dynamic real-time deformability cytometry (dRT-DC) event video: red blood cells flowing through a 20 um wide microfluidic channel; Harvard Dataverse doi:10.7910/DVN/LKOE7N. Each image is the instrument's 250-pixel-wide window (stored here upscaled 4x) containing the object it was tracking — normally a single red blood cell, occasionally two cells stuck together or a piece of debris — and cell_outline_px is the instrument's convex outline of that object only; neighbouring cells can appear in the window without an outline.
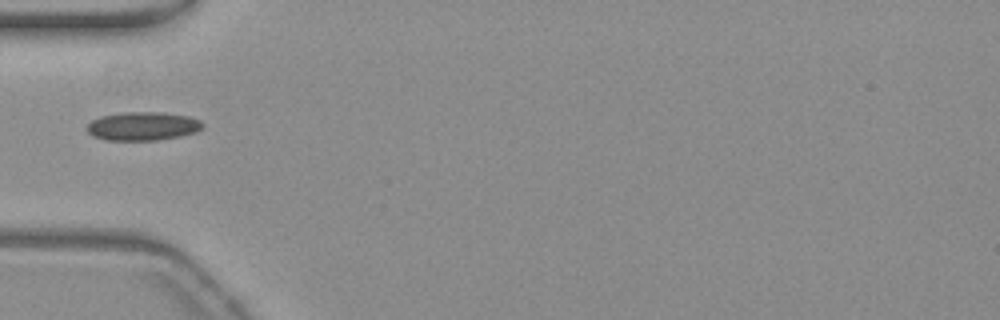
{"species": "common noctule bat (a hibernating species)", "species_latin": "Nyctalus noctula", "temperature_condition": "warm", "stored_images_in_passage": 38, "camera_frame_rate_fps": 3000, "um_per_image_px": 0.085, "animal": {"sex": "female", "body_mass_g": 19.3, "forearm_length_mm": 54.1}, "frame": {"image": 1, "passage_image": 1, "time_ms": 0.0, "image_size_px": [1000, 320], "cell_outline_px": [[204, 124], [196, 132], [180, 136], [156, 140], [108, 140], [92, 136], [88, 132], [88, 124], [92, 120], [100, 116], [120, 112], [164, 112], [188, 116], [200, 120]], "centroid_in_image_um": [12.13, 10.71], "position_along_channel_um": 72.9, "area_um2": 19.25}}
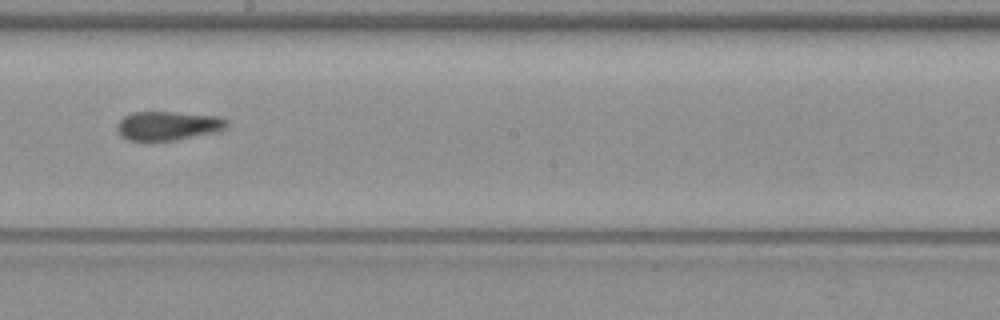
{"frame": {"image": 2, "passage_image": 14, "time_ms": 4.333, "image_size_px": [1000, 320], "cell_outline_px": [[228, 124], [224, 128], [216, 132], [176, 140], [128, 140], [116, 128], [120, 120], [124, 116], [132, 112], [172, 112], [220, 116], [228, 120]], "centroid_in_image_um": [14.31, 10.67], "position_along_channel_um": 233.9, "area_um2": 18.32}}
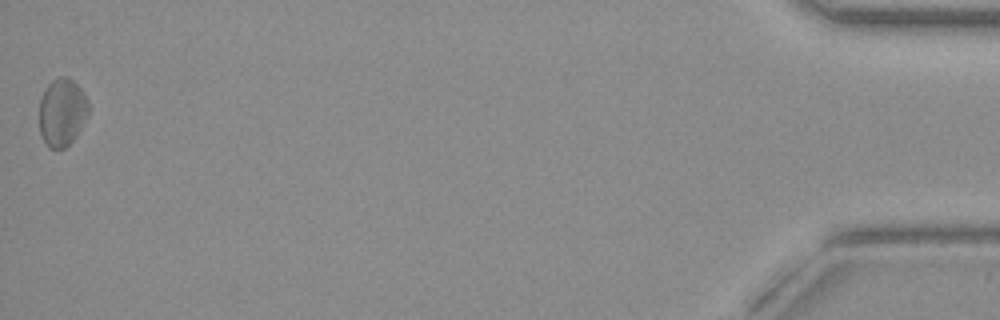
{"frame": {"image": 3, "passage_image": 38, "time_ms": 12.333, "image_size_px": [1000, 320], "cell_outline_px": [[88, 112], [76, 136], [64, 148], [48, 148], [40, 136], [40, 100], [48, 84], [52, 80], [60, 76], [68, 76], [84, 92], [88, 100]], "centroid_in_image_um": [5.26, 9.53], "position_along_channel_um": 429.9, "area_um2": 19.31}}